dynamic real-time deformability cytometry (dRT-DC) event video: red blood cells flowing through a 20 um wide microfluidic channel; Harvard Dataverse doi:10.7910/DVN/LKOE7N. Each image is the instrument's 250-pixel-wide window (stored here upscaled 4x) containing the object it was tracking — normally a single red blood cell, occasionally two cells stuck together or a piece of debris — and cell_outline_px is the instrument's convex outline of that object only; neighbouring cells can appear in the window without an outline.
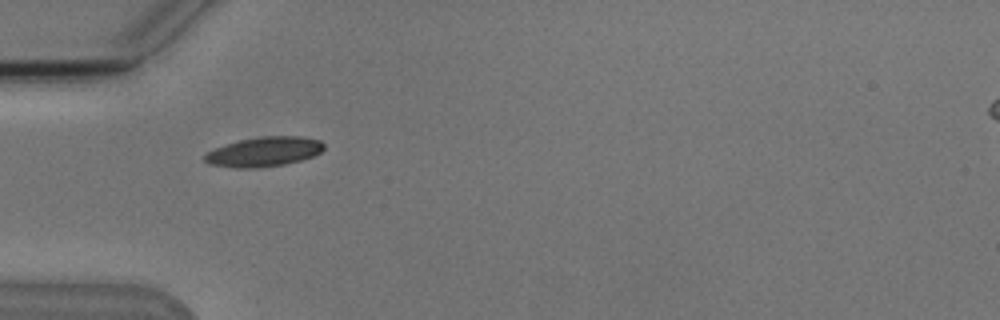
{"species": "Egyptian fruit bat (a non-hibernating species)", "species_latin": "Rousettus aegyptiacus", "temperature_condition": "cold", "stored_images_in_passage": 2, "camera_frame_rate_fps": 3000, "um_per_image_px": 0.085, "animal": {"sex": "male"}, "frame": {"image": 1, "passage_image": 1, "time_ms": 0.0, "image_size_px": [1000, 320], "cell_outline_px": [[324, 148], [320, 152], [312, 156], [300, 160], [284, 164], [256, 168], [236, 168], [208, 164], [204, 160], [204, 152], [224, 144], [240, 140], [260, 136], [300, 136], [320, 140], [324, 144]], "centroid_in_image_um": [22.39, 12.89], "position_along_channel_um": 62.6, "area_um2": 20.69}}